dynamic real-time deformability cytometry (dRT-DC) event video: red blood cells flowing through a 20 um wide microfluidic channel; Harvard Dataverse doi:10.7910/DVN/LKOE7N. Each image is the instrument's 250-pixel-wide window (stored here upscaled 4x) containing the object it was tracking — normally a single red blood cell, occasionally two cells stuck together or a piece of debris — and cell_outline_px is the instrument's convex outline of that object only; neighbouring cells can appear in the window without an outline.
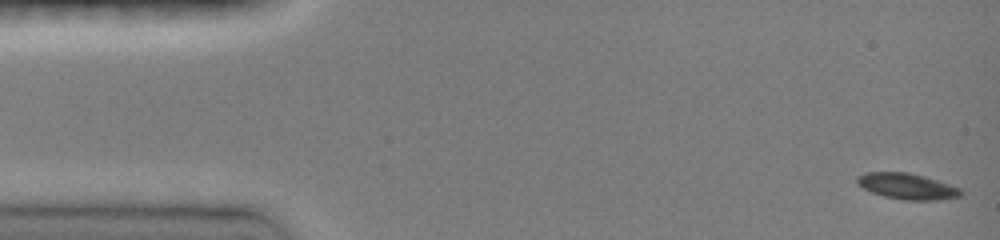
{"species": "common noctule bat (a hibernating species)", "species_latin": "Nyctalus noctula", "temperature_condition": "room temperature", "stored_images_in_passage": 33, "camera_frame_rate_fps": 3000, "um_per_image_px": 0.085, "animal": {"sex": "female", "body_mass_g": 19.0, "forearm_length_mm": 51.5}, "frame": {"image": 1, "passage_image": 1, "time_ms": 0.0, "image_size_px": [1000, 240], "cell_outline_px": [[964, 192], [960, 196], [940, 200], [904, 200], [884, 196], [872, 192], [864, 188], [856, 180], [856, 176], [864, 172], [908, 172], [924, 176], [960, 188]], "centroid_in_image_um": [77.11, 15.83], "position_along_channel_um": 7.9, "area_um2": 15.61}}
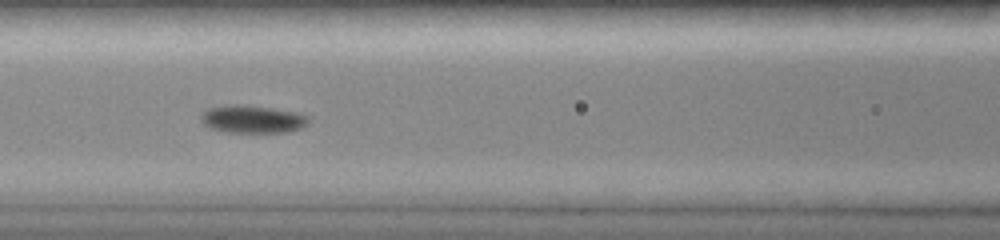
{"frame": {"image": 2, "passage_image": 19, "time_ms": 6.333, "image_size_px": [1000, 240], "cell_outline_px": [[308, 124], [300, 128], [288, 132], [228, 132], [208, 128], [200, 120], [200, 116], [208, 108], [228, 104], [244, 104], [272, 108], [296, 112], [308, 116]], "centroid_in_image_um": [21.43, 10.12], "position_along_channel_um": 145.2, "area_um2": 17.51}}
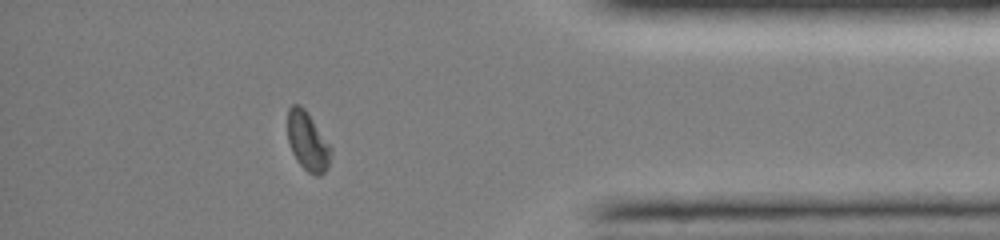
{"frame": {"image": 3, "passage_image": 30, "time_ms": 13.333, "image_size_px": [1000, 240], "cell_outline_px": [[332, 148], [328, 168], [320, 176], [316, 176], [308, 172], [296, 160], [292, 152], [288, 140], [288, 108], [292, 104], [300, 104], [308, 112]], "centroid_in_image_um": [26.15, 12.01], "position_along_channel_um": 409.0, "area_um2": 14.91}, "authors_computed_cell_mechanics": {"area_um2": 15.8372, "velocity_mm_per_s": 4.0352, "shape_relaxation_time_tau1_ms": 3.2166, "shape_relaxation_time_tau2_ms": null, "deformation_change_tau1": 0.0938, "deformation_change_tau2": null}}